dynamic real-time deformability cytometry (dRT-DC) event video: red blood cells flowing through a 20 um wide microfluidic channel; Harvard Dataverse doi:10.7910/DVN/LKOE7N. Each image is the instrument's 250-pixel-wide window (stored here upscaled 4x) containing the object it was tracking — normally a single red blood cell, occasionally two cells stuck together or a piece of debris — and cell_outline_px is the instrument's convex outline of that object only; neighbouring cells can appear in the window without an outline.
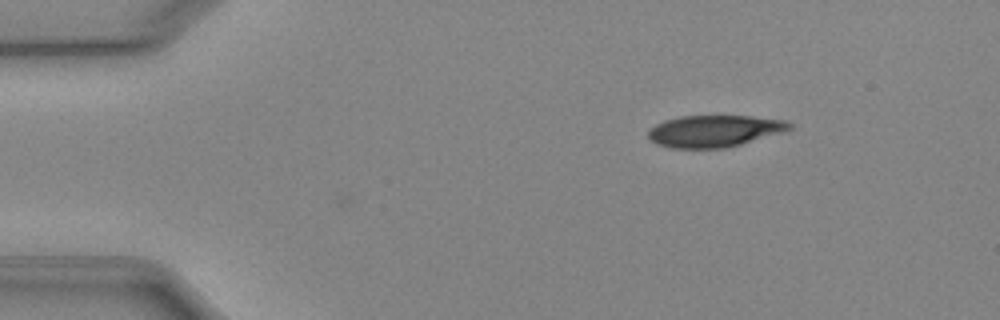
{"species": "Egyptian fruit bat (a non-hibernating species)", "species_latin": "Rousettus aegyptiacus", "temperature_condition": "cold", "stored_images_in_passage": 4, "camera_frame_rate_fps": 3000, "um_per_image_px": 0.085, "animal": {"sex": "female"}, "frame": {"image": 1, "passage_image": 4, "time_ms": 1.0, "image_size_px": [1000, 320], "cell_outline_px": [[792, 128], [780, 132], [740, 144], [724, 148], [672, 148], [656, 144], [648, 136], [648, 132], [656, 124], [664, 120], [680, 116], [752, 116], [784, 120], [792, 124]], "centroid_in_image_um": [60.68, 11.13], "position_along_channel_um": 24.3, "area_um2": 25.84}}